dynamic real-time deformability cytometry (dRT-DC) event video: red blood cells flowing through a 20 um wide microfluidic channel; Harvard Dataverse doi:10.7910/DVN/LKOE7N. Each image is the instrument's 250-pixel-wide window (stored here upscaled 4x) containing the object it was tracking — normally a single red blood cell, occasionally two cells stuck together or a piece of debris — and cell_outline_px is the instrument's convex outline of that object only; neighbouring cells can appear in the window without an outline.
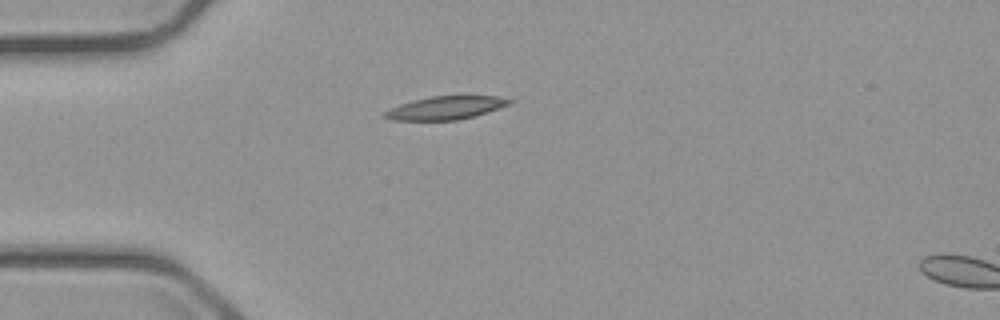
{"species": "common noctule bat (a hibernating species)", "species_latin": "Nyctalus noctula", "temperature_condition": "cold", "stored_images_in_passage": 3, "camera_frame_rate_fps": 3000, "um_per_image_px": 0.085, "animal": {"sex": "male", "body_mass_g": 23.1, "forearm_length_mm": 52.7}, "frame": {"image": 1, "passage_image": 1, "time_ms": 0.0, "image_size_px": [1000, 320], "cell_outline_px": [[516, 100], [512, 104], [476, 116], [456, 120], [392, 120], [380, 116], [384, 112], [400, 104], [412, 100], [432, 96], [460, 92], [464, 92], [496, 96]], "centroid_in_image_um": [38.0, 9.1], "position_along_channel_um": 47.0, "area_um2": 17.98}}